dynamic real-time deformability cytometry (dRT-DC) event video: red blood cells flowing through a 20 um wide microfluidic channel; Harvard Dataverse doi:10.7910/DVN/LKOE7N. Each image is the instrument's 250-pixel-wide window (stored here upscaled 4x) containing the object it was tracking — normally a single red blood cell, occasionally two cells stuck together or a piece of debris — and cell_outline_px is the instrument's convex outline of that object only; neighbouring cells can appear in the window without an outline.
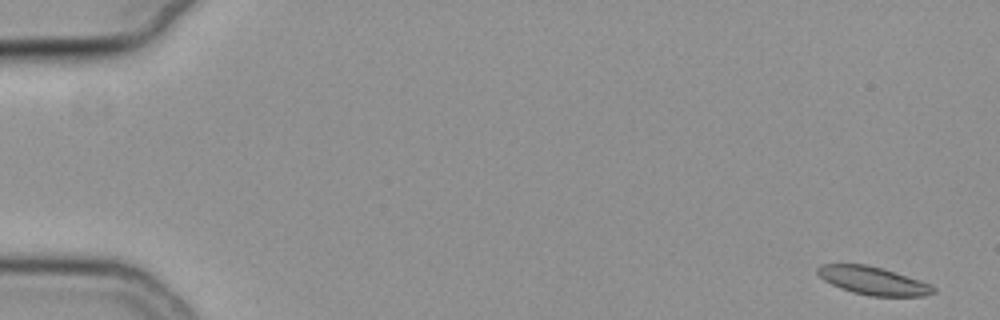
{"species": "common noctule bat (a hibernating species)", "species_latin": "Nyctalus noctula", "temperature_condition": "cold", "stored_images_in_passage": 58, "segment_of_instrument_passage": [1, 2], "camera_frame_rate_fps": 3000, "um_per_image_px": 0.085, "animal": {"sex": "female", "body_mass_g": 19.3, "forearm_length_mm": 54.1}, "frame": {"image": 1, "passage_image": 3, "time_ms": 0.667, "image_size_px": [1000, 320], "cell_outline_px": [[936, 292], [924, 296], [868, 296], [852, 292], [840, 288], [824, 280], [816, 272], [816, 268], [820, 264], [864, 264], [880, 268], [920, 280], [932, 284], [936, 288]], "centroid_in_image_um": [74.21, 23.87], "position_along_channel_um": 10.8, "area_um2": 18.9}}
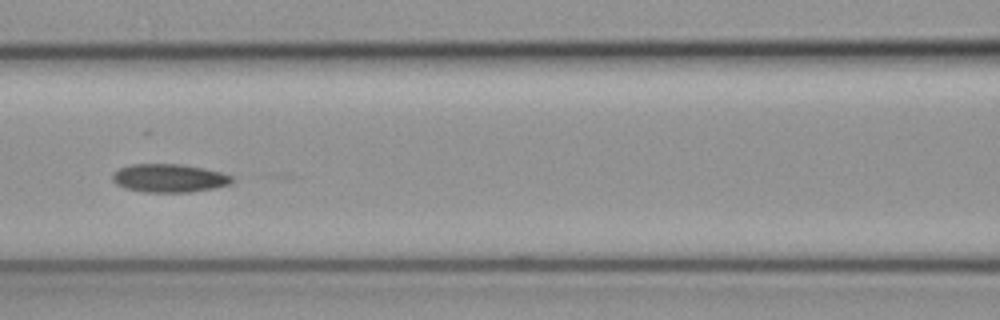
{"frame": {"image": 2, "passage_image": 27, "time_ms": 8.667, "image_size_px": [1000, 320], "cell_outline_px": [[236, 180], [232, 184], [216, 188], [188, 192], [144, 192], [124, 188], [116, 184], [112, 180], [112, 172], [120, 168], [132, 164], [184, 164], [204, 168], [220, 172], [232, 176]], "centroid_in_image_um": [14.4, 15.14], "position_along_channel_um": 152.2, "area_um2": 20.0}}
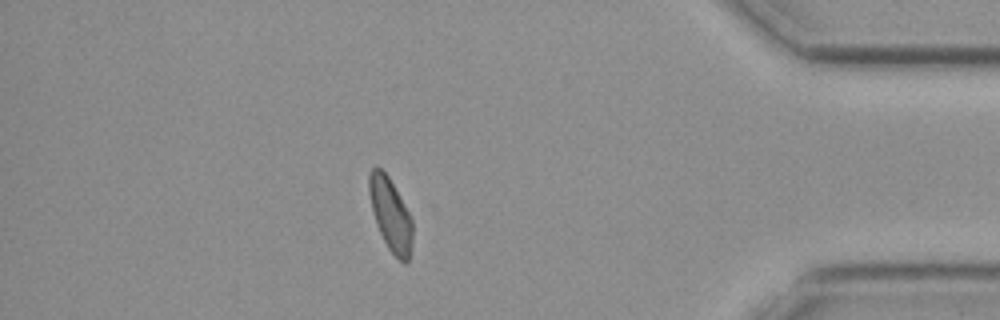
{"frame": {"image": 3, "passage_image": 50, "time_ms": 16.333, "image_size_px": [1000, 320], "cell_outline_px": [[412, 244], [408, 260], [404, 264], [388, 248], [376, 224], [372, 212], [368, 192], [368, 176], [372, 168], [376, 164], [388, 176], [404, 204], [412, 220]], "centroid_in_image_um": [33.17, 18.2], "position_along_channel_um": 402.0, "area_um2": 18.32}}